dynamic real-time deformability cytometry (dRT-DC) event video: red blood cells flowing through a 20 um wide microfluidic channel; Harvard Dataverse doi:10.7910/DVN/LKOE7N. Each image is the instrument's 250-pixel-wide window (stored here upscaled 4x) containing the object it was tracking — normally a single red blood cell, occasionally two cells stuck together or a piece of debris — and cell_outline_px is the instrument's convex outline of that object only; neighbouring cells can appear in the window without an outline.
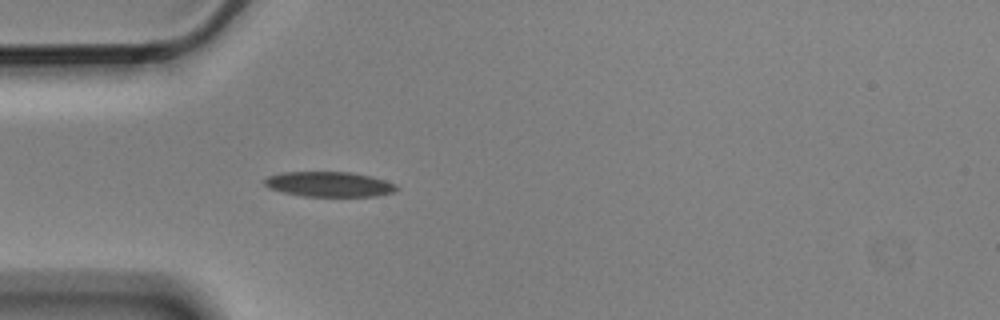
{"species": "Egyptian fruit bat (a non-hibernating species)", "species_latin": "Rousettus aegyptiacus", "temperature_condition": "cold", "stored_images_in_passage": 1, "camera_frame_rate_fps": 3000, "um_per_image_px": 0.085, "animal": {"sex": "male"}, "frame": {"image": 1, "passage_image": 1, "time_ms": 0.0, "image_size_px": [1000, 320], "cell_outline_px": [[400, 188], [392, 192], [376, 196], [304, 196], [284, 192], [268, 188], [264, 184], [264, 180], [268, 176], [280, 172], [352, 172], [384, 180], [396, 184]], "centroid_in_image_um": [27.96, 15.65], "position_along_channel_um": 57.0, "area_um2": 19.19}}